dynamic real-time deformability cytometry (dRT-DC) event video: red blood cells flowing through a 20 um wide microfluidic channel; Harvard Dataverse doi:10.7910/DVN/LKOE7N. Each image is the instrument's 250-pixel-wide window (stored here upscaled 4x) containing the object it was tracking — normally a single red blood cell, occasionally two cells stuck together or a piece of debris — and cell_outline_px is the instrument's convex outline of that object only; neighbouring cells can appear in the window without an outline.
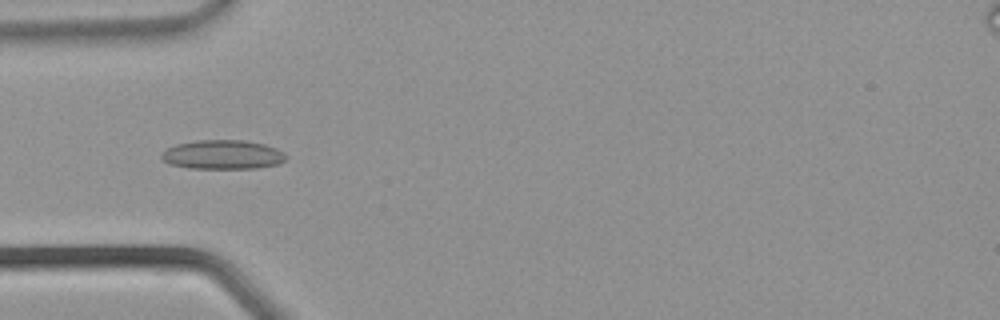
{"species": "common noctule bat (a hibernating species)", "species_latin": "Nyctalus noctula", "temperature_condition": "warm", "stored_images_in_passage": 36, "camera_frame_rate_fps": 3000, "um_per_image_px": 0.085, "animal": {"sex": "male", "body_mass_g": 21.5, "forearm_length_mm": 52.0}, "frame": {"image": 1, "passage_image": 11, "time_ms": 3.333, "image_size_px": [1000, 320], "cell_outline_px": [[288, 156], [280, 164], [256, 168], [188, 168], [168, 164], [160, 156], [160, 152], [176, 144], [196, 140], [244, 140], [264, 144], [276, 148], [284, 152]], "centroid_in_image_um": [18.92, 13.14], "position_along_channel_um": 66.1, "area_um2": 21.33}}
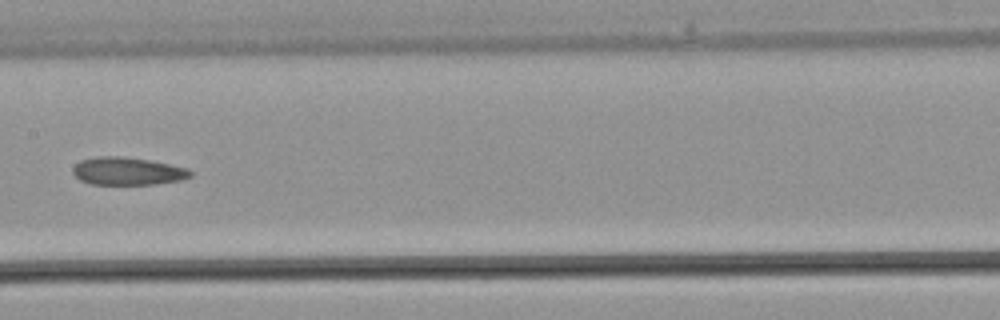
{"frame": {"image": 2, "passage_image": 18, "time_ms": 5.667, "image_size_px": [1000, 320], "cell_outline_px": [[192, 176], [180, 180], [156, 184], [92, 184], [80, 180], [72, 172], [72, 168], [80, 160], [96, 156], [120, 156], [148, 160], [188, 168], [192, 172]], "centroid_in_image_um": [10.83, 14.54], "position_along_channel_um": 196.6, "area_um2": 18.96}}
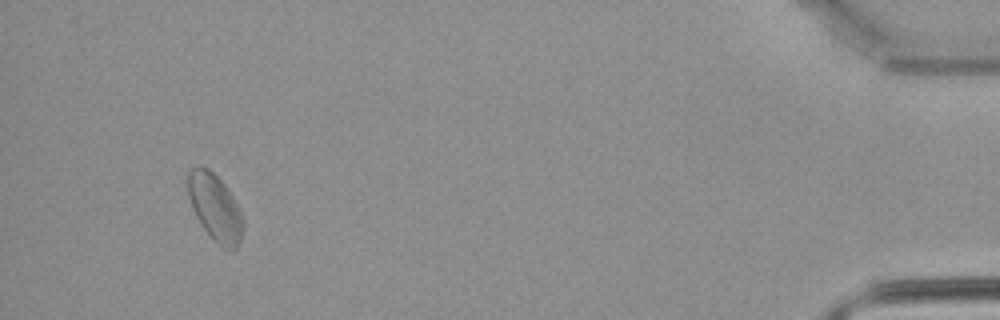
{"frame": {"image": 3, "passage_image": 34, "time_ms": 11.0, "image_size_px": [1000, 320], "cell_outline_px": [[244, 224], [240, 240], [236, 248], [232, 252], [228, 252], [204, 228], [196, 216], [188, 196], [188, 172], [192, 168], [200, 164], [208, 168], [224, 184], [236, 204], [244, 220]], "centroid_in_image_um": [18.28, 17.63], "position_along_channel_um": 416.9, "area_um2": 21.1}}